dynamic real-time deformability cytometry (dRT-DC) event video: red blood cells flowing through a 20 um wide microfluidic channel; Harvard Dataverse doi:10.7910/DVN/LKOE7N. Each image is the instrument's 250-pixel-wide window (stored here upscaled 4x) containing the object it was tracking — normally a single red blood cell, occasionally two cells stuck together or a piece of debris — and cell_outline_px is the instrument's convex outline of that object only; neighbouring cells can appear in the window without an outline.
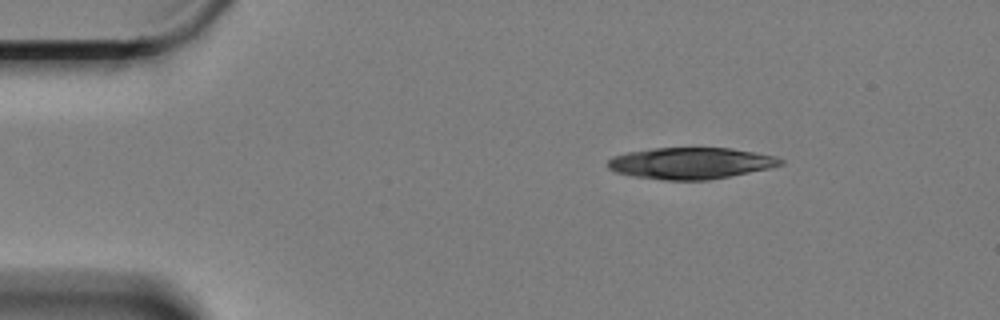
{"species": "Egyptian fruit bat (a non-hibernating species)", "species_latin": "Rousettus aegyptiacus", "temperature_condition": "cold", "stored_images_in_passage": 51, "camera_frame_rate_fps": 3000, "um_per_image_px": 0.085, "animal": {"sex": "female"}, "frame": {"image": 1, "passage_image": 1, "time_ms": 0.0, "image_size_px": [1000, 320], "cell_outline_px": [[784, 164], [772, 168], [708, 180], [664, 180], [632, 176], [616, 172], [608, 168], [608, 160], [612, 156], [628, 152], [652, 148], [732, 148], [776, 156], [784, 160]], "centroid_in_image_um": [58.73, 13.87], "position_along_channel_um": 26.3, "area_um2": 31.79}}